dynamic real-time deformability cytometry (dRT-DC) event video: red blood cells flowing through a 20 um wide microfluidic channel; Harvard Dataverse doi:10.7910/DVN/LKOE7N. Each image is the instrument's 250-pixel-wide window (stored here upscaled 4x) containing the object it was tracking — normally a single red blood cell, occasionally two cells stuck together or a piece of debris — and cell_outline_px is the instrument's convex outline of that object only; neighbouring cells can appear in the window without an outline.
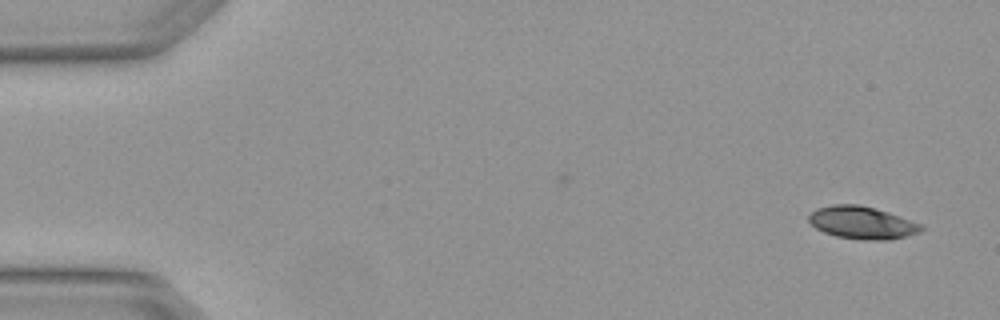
{"species": "Egyptian fruit bat (a non-hibernating species)", "species_latin": "Rousettus aegyptiacus", "temperature_condition": "warm", "stored_images_in_passage": 4, "camera_frame_rate_fps": 3000, "um_per_image_px": 0.085, "animal": {"sex": "female"}, "frame": {"image": 1, "passage_image": 1, "time_ms": 0.0, "image_size_px": [1000, 320], "cell_outline_px": [[924, 228], [920, 232], [888, 240], [864, 240], [836, 236], [824, 232], [816, 228], [808, 220], [808, 216], [816, 208], [832, 204], [860, 204], [888, 212], [900, 216], [920, 224]], "centroid_in_image_um": [73.25, 18.92], "position_along_channel_um": 11.8, "area_um2": 21.21}}
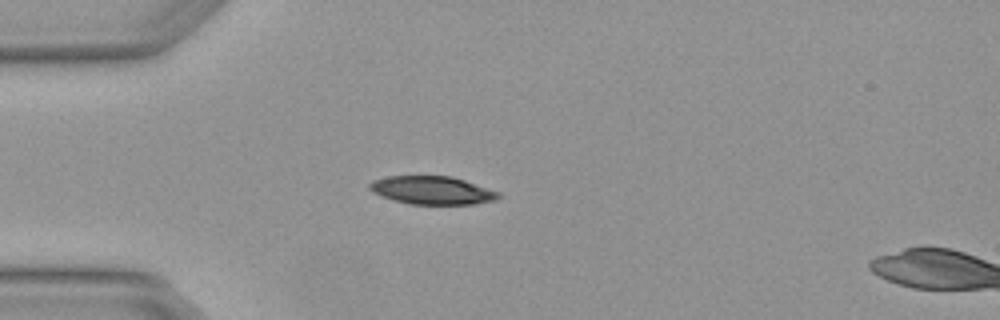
{"frame": {"image": 2, "passage_image": 4, "time_ms": 1.0, "image_size_px": [1000, 320], "cell_outline_px": [[500, 196], [496, 200], [476, 204], [408, 204], [372, 192], [368, 188], [368, 184], [372, 180], [388, 176], [452, 176], [500, 192]], "centroid_in_image_um": [36.74, 16.17], "position_along_channel_um": 48.3, "area_um2": 21.1}}